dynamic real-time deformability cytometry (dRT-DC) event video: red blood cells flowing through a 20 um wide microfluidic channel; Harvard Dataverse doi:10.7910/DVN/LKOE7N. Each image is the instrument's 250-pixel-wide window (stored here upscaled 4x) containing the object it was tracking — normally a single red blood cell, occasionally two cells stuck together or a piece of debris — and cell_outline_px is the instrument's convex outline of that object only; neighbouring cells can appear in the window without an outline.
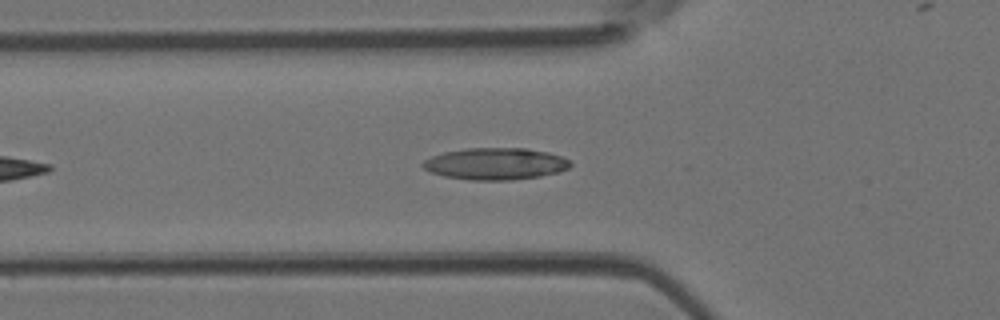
{"species": "Egyptian fruit bat (a non-hibernating species)", "species_latin": "Rousettus aegyptiacus", "temperature_condition": "room temperature", "stored_images_in_passage": 25, "camera_frame_rate_fps": 3000, "um_per_image_px": 0.085, "animal": {"sex": "female"}, "frame": {"image": 1, "passage_image": 7, "time_ms": 2.0, "image_size_px": [1000, 320], "cell_outline_px": [[572, 164], [568, 168], [556, 172], [540, 176], [512, 180], [468, 180], [444, 176], [432, 172], [424, 168], [420, 164], [424, 160], [432, 156], [444, 152], [468, 148], [528, 148], [548, 152], [560, 156], [568, 160]], "centroid_in_image_um": [42.09, 13.92], "position_along_channel_um": 83.7, "area_um2": 27.28}}
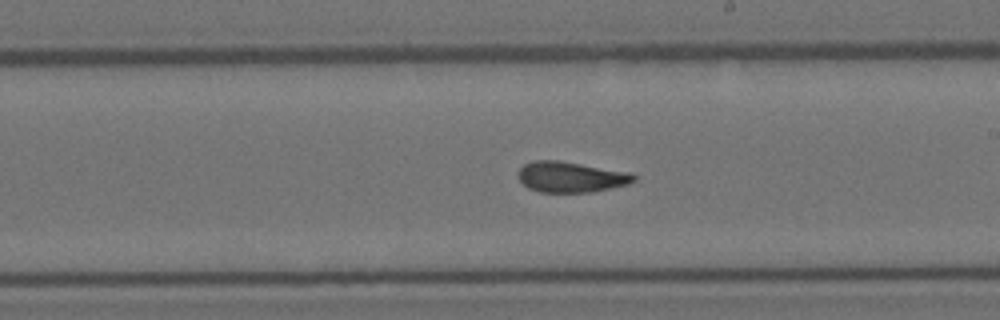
{"frame": {"image": 2, "passage_image": 15, "time_ms": 4.667, "image_size_px": [1000, 320], "cell_outline_px": [[636, 180], [628, 184], [592, 192], [540, 192], [528, 188], [516, 176], [516, 172], [524, 164], [532, 160], [560, 160], [628, 172], [636, 176]], "centroid_in_image_um": [48.47, 15.03], "position_along_channel_um": 240.5, "area_um2": 20.75}}
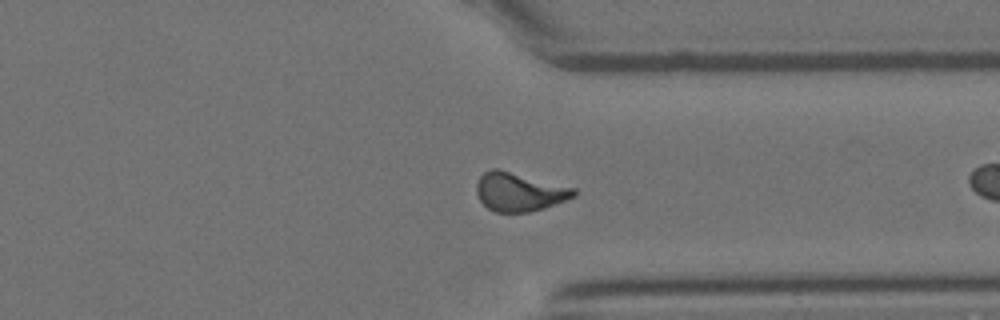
{"frame": {"image": 3, "passage_image": 24, "time_ms": 7.667, "image_size_px": [1000, 320], "cell_outline_px": [[576, 196], [544, 208], [528, 212], [496, 212], [488, 208], [480, 200], [476, 192], [476, 184], [480, 176], [484, 172], [492, 168], [500, 168], [576, 188]], "centroid_in_image_um": [44.14, 16.29], "position_along_channel_um": 367.3, "area_um2": 22.08}}